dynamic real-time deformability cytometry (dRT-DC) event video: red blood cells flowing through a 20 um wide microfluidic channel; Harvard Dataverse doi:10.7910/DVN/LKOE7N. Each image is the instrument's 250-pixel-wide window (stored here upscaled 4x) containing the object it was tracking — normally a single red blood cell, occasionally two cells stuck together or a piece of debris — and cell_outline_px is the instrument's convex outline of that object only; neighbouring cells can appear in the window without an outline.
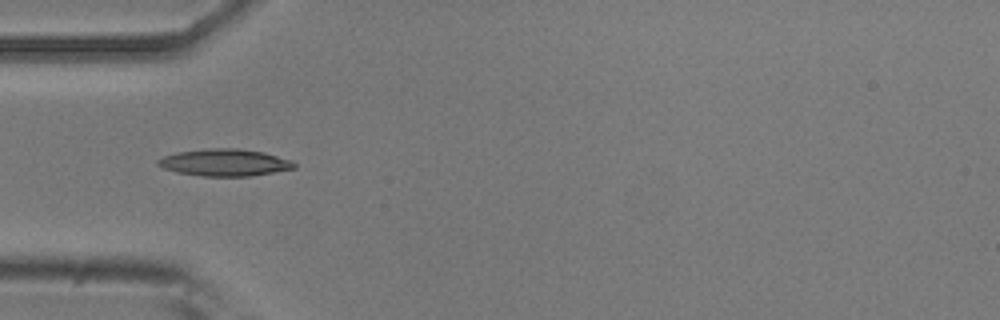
{"species": "common noctule bat (a hibernating species)", "species_latin": "Nyctalus noctula", "temperature_condition": "room temperature", "stored_images_in_passage": 37, "camera_frame_rate_fps": 3000, "um_per_image_px": 0.085, "animal": {"sex": "male", "body_mass_g": 20.5, "forearm_length_mm": 52.5}, "frame": {"image": 1, "passage_image": 1, "time_ms": 0.0, "image_size_px": [1000, 320], "cell_outline_px": [[296, 168], [252, 176], [200, 176], [176, 172], [164, 168], [156, 164], [156, 160], [164, 156], [176, 152], [212, 148], [236, 148], [264, 152], [292, 160], [296, 164]], "centroid_in_image_um": [19.1, 13.81], "position_along_channel_um": 65.9, "area_um2": 21.56}}
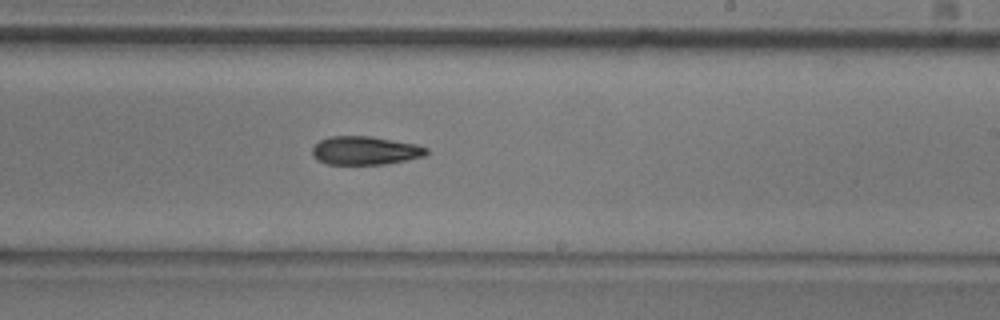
{"frame": {"image": 2, "passage_image": 16, "time_ms": 5.0, "image_size_px": [1000, 320], "cell_outline_px": [[428, 152], [424, 156], [384, 164], [328, 164], [312, 156], [312, 148], [320, 140], [328, 136], [372, 136], [416, 144], [428, 148]], "centroid_in_image_um": [31.03, 12.78], "position_along_channel_um": 258.0, "area_um2": 18.84}}
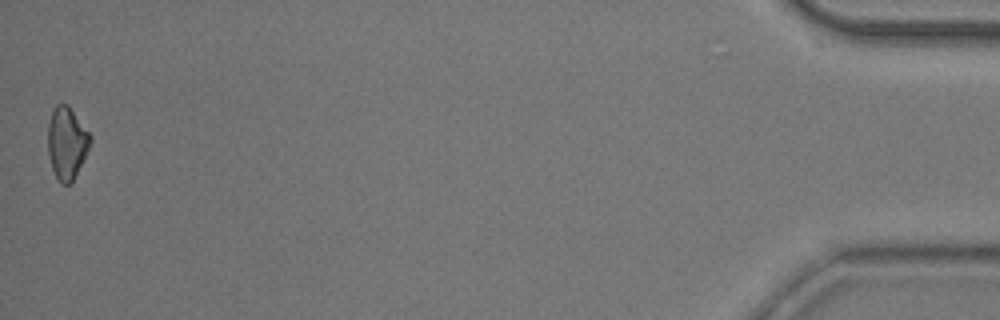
{"frame": {"image": 3, "passage_image": 37, "time_ms": 12.0, "image_size_px": [1000, 320], "cell_outline_px": [[92, 140], [84, 160], [72, 180], [68, 184], [60, 184], [52, 168], [48, 152], [48, 124], [52, 112], [56, 104], [68, 104], [92, 136]], "centroid_in_image_um": [5.69, 12.14], "position_along_channel_um": 429.5, "area_um2": 17.74}, "authors_computed_cell_mechanics": {"area_um2": 18.8428, "velocity_mm_per_s": 3.8244, "shape_relaxation_time_tau1_ms": 5.7959, "shape_relaxation_time_tau2_ms": null, "deformation_change_tau1": 0.1366, "deformation_change_tau2": null}}